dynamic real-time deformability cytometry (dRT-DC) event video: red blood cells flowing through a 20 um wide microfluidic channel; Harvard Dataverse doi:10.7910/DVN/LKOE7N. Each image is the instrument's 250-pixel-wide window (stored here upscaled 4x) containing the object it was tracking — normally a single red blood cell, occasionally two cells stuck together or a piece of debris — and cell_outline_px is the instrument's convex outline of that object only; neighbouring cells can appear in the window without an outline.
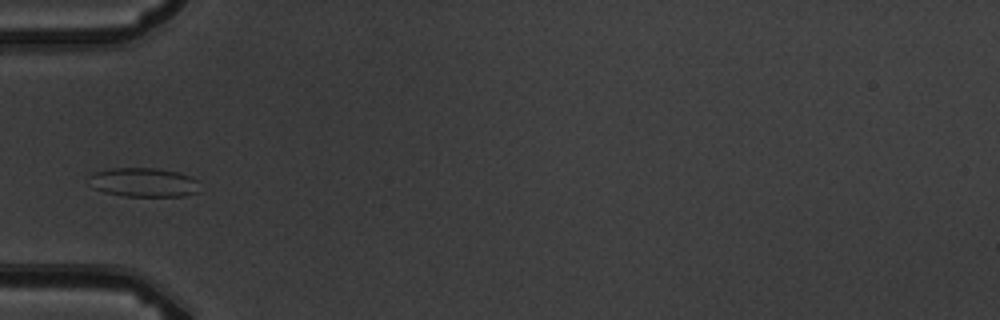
{"species": "common noctule bat (a hibernating species)", "species_latin": "Nyctalus noctula", "temperature_condition": "warm", "stored_images_in_passage": 3, "camera_frame_rate_fps": 3000, "um_per_image_px": 0.085, "animal": {"sex": "male", "body_mass_g": 19.5, "forearm_length_mm": 54.6}, "frame": {"image": 1, "passage_image": 3, "time_ms": 2.333, "image_size_px": [1000, 320], "cell_outline_px": [[200, 192], [184, 196], [124, 196], [104, 192], [92, 188], [88, 176], [92, 172], [112, 168], [156, 168], [176, 172], [192, 176], [200, 180]], "centroid_in_image_um": [12.24, 15.5], "position_along_channel_um": 72.8, "area_um2": 19.19}}